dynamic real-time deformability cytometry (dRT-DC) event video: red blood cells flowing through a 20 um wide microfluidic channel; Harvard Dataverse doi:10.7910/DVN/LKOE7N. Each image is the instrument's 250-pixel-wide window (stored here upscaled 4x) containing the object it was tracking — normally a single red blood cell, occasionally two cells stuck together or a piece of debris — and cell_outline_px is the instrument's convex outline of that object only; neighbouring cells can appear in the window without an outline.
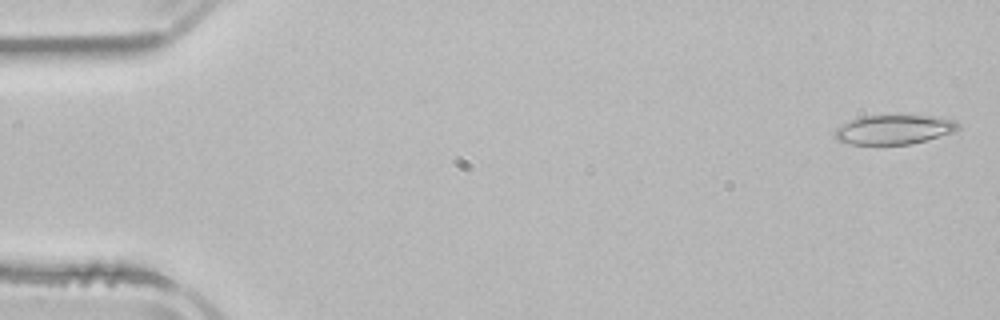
{"species": "common noctule bat (a hibernating species)", "species_latin": "Nyctalus noctula", "temperature_condition": "room temperature", "stored_images_in_passage": 4, "camera_frame_rate_fps": 3000, "um_per_image_px": 0.085, "animal": {"sex": "male", "body_mass_g": 21.5, "forearm_length_mm": 52.0}, "frame": {"image": 1, "passage_image": 1, "time_ms": 0.0, "image_size_px": [1000, 320], "cell_outline_px": [[960, 128], [952, 132], [912, 144], [848, 144], [836, 140], [836, 128], [852, 120], [864, 116], [936, 116], [956, 120], [960, 124]], "centroid_in_image_um": [76.03, 11.02], "position_along_channel_um": 9.0, "area_um2": 20.81}}